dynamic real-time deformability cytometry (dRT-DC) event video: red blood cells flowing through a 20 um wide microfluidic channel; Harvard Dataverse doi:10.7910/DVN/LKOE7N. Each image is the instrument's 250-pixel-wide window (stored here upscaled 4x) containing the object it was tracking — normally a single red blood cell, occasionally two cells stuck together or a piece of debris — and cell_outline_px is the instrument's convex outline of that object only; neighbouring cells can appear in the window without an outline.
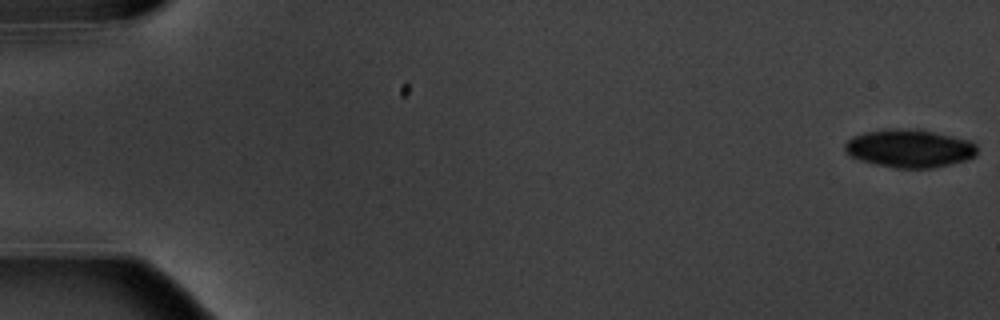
{"species": "common noctule bat (a hibernating species)", "species_latin": "Nyctalus noctula", "temperature_condition": "warm", "stored_images_in_passage": 7, "camera_frame_rate_fps": 3000, "um_per_image_px": 0.085, "animal": {"sex": "male", "body_mass_g": 20.1, "forearm_length_mm": 53.5}, "frame": {"image": 1, "passage_image": 1, "time_ms": 0.0, "image_size_px": [1000, 320], "cell_outline_px": [[976, 156], [968, 160], [952, 164], [932, 168], [892, 168], [860, 160], [844, 152], [844, 144], [852, 136], [864, 132], [888, 128], [920, 128], [972, 140], [976, 144]], "centroid_in_image_um": [77.33, 12.59], "position_along_channel_um": 7.7, "area_um2": 30.06}}
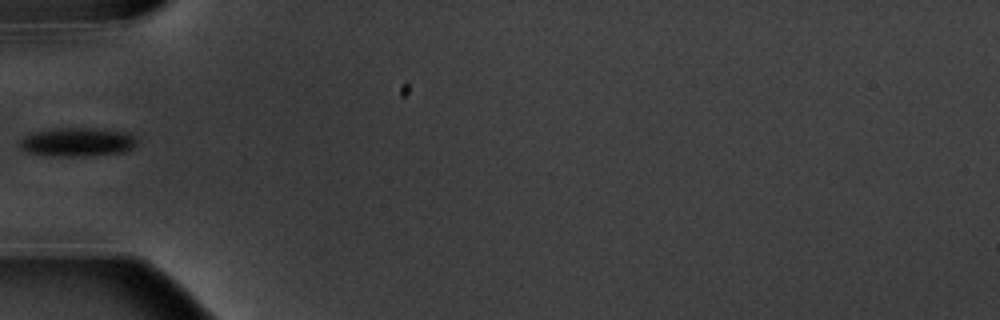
{"frame": {"image": 2, "passage_image": 6, "time_ms": 6.667, "image_size_px": [1000, 320], "cell_outline_px": [[136, 144], [132, 148], [124, 152], [84, 156], [60, 156], [24, 152], [20, 148], [20, 140], [24, 136], [32, 132], [56, 128], [104, 128], [124, 132], [136, 136]], "centroid_in_image_um": [6.57, 12.06], "position_along_channel_um": 78.4, "area_um2": 19.77}}